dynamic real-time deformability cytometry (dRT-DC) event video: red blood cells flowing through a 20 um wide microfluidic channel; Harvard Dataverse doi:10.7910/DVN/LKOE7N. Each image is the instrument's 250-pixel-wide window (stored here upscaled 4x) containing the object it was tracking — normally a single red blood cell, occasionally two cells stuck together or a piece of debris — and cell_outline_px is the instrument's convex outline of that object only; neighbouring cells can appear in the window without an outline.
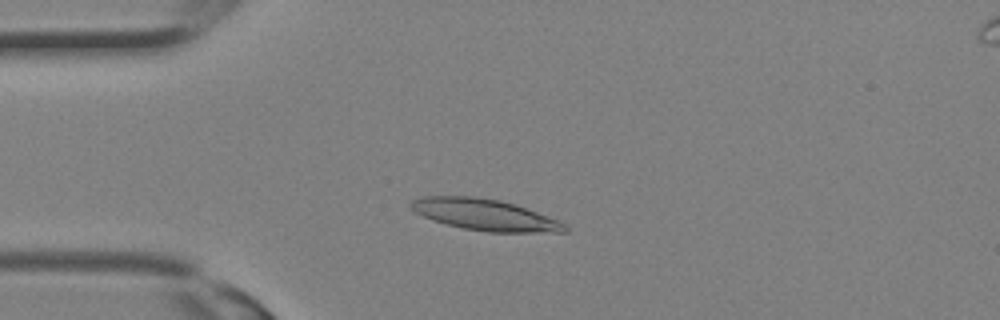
{"species": "Egyptian fruit bat (a non-hibernating species)", "species_latin": "Rousettus aegyptiacus", "temperature_condition": "room temperature", "stored_images_in_passage": 26, "camera_frame_rate_fps": 3000, "um_per_image_px": 0.085, "animal": {"sex": "female"}, "frame": {"image": 1, "passage_image": 2, "time_ms": 0.333, "image_size_px": [1000, 320], "cell_outline_px": [[568, 232], [488, 232], [464, 228], [432, 220], [412, 212], [408, 204], [412, 200], [424, 196], [472, 196], [500, 200], [516, 204], [556, 220], [564, 224], [568, 228]], "centroid_in_image_um": [41.15, 18.24], "position_along_channel_um": 43.9, "area_um2": 27.98}}
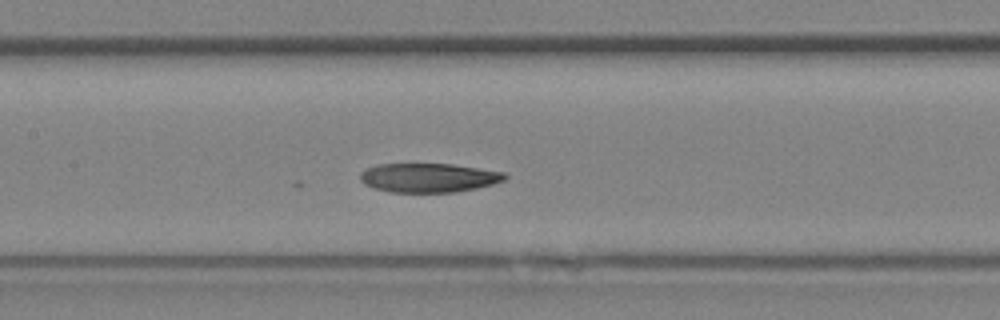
{"frame": {"image": 2, "passage_image": 9, "time_ms": 2.667, "image_size_px": [1000, 320], "cell_outline_px": [[508, 176], [504, 180], [492, 184], [476, 188], [456, 192], [388, 192], [364, 184], [360, 180], [360, 172], [368, 168], [380, 164], [452, 164], [504, 172]], "centroid_in_image_um": [36.43, 15.11], "position_along_channel_um": 171.0, "area_um2": 24.39}}
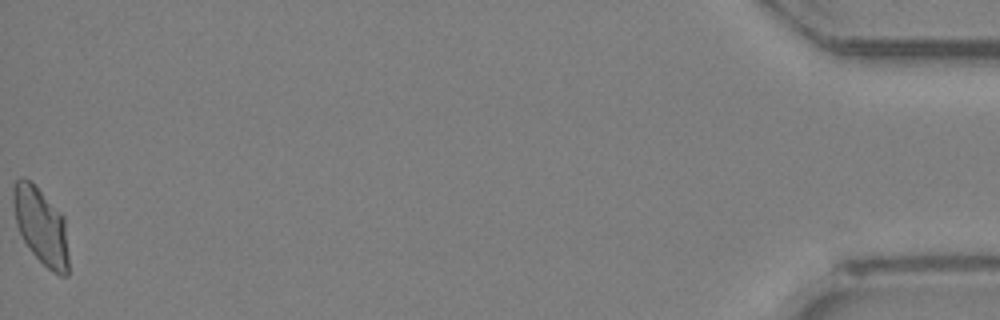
{"frame": {"image": 3, "passage_image": 26, "time_ms": 8.333, "image_size_px": [1000, 320], "cell_outline_px": [[68, 276], [60, 276], [52, 272], [28, 248], [16, 224], [12, 204], [12, 184], [16, 180], [24, 176], [64, 216], [68, 256]], "centroid_in_image_um": [3.46, 19.23], "position_along_channel_um": 431.7, "area_um2": 24.51}}